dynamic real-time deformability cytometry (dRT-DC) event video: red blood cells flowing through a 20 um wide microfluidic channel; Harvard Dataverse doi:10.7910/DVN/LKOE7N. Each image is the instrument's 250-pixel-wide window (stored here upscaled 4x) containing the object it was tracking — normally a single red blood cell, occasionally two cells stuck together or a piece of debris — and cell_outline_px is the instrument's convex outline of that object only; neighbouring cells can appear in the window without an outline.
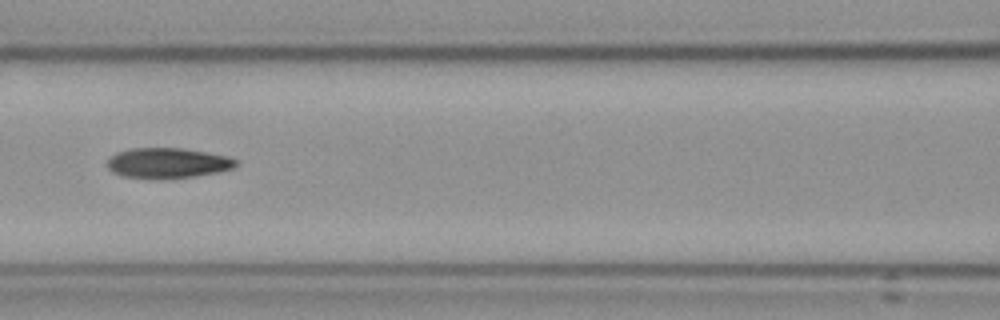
{"species": "Egyptian fruit bat (a non-hibernating species)", "species_latin": "Rousettus aegyptiacus", "temperature_condition": "cold", "stored_images_in_passage": 17, "camera_frame_rate_fps": 3000, "um_per_image_px": 0.085, "frame": {"image": 1, "passage_image": 8, "time_ms": 9.0, "image_size_px": [1000, 320], "cell_outline_px": [[236, 164], [232, 168], [216, 172], [192, 176], [124, 176], [112, 172], [108, 168], [108, 160], [116, 152], [132, 148], [180, 148], [228, 156], [236, 160]], "centroid_in_image_um": [14.24, 13.81], "position_along_channel_um": 152.4, "area_um2": 21.56}}
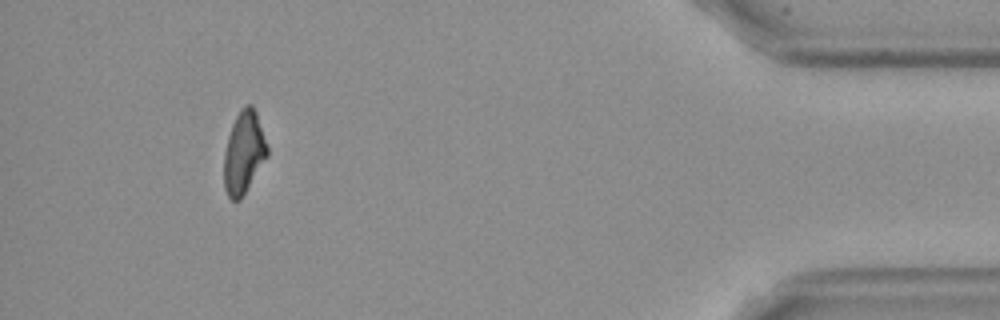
{"frame": {"image": 2, "passage_image": 17, "time_ms": 20.333, "image_size_px": [1000, 320], "cell_outline_px": [[268, 156], [240, 200], [232, 200], [228, 196], [224, 188], [224, 152], [228, 136], [232, 124], [240, 108], [244, 104], [252, 104], [256, 112], [268, 148]], "centroid_in_image_um": [20.71, 12.95], "position_along_channel_um": 414.5, "area_um2": 20.75}, "authors_computed_cell_mechanics": {"area_um2": 22.3686, "velocity_mm_per_s": 3.5736, "shape_relaxation_time_tau1_ms": 7.4781, "shape_relaxation_time_tau2_ms": 3.5671, "deformation_change_tau1": 0.1763, "deformation_change_tau2": 0.0956}}